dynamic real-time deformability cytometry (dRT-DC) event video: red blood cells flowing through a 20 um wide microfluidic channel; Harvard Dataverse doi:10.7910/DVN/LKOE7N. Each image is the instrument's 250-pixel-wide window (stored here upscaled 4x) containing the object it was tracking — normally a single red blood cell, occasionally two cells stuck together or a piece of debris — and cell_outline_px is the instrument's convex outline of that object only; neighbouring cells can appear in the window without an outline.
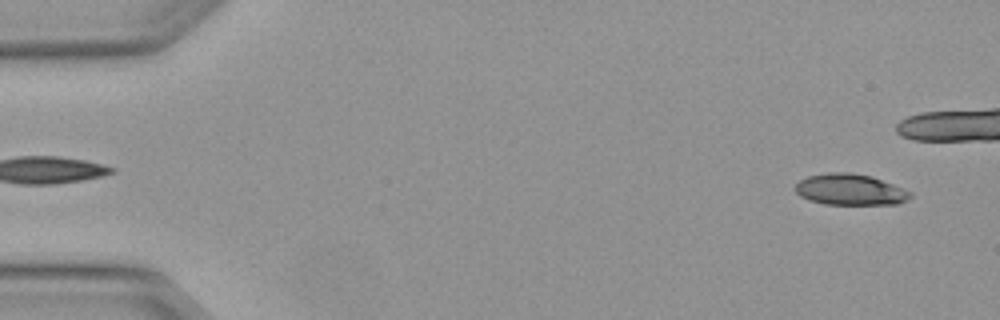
{"species": "Egyptian fruit bat (a non-hibernating species)", "species_latin": "Rousettus aegyptiacus", "temperature_condition": "warm", "stored_images_in_passage": 5, "segment_of_instrument_passage": [2, 2], "camera_frame_rate_fps": 3000, "um_per_image_px": 0.085, "animal": {"sex": "female"}, "frame": {"image": 1, "passage_image": 5, "time_ms": 1.333, "image_size_px": [1000, 320], "cell_outline_px": [[912, 196], [908, 200], [896, 204], [824, 204], [808, 200], [800, 196], [792, 188], [800, 180], [808, 176], [828, 172], [848, 172], [872, 176], [912, 192]], "centroid_in_image_um": [72.23, 16.11], "position_along_channel_um": 12.8, "area_um2": 20.98}}